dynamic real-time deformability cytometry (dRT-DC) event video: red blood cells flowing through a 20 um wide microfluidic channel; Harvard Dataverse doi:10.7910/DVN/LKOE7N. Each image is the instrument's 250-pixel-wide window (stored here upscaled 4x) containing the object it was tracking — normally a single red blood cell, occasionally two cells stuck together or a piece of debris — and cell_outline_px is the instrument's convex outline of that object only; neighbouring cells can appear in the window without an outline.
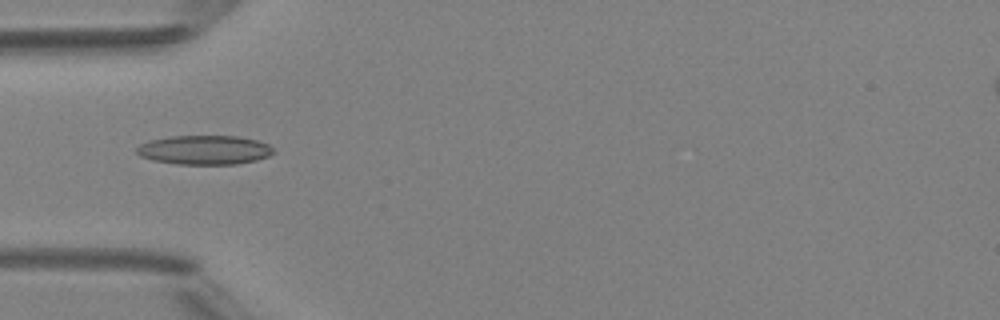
{"species": "Egyptian fruit bat (a non-hibernating species)", "species_latin": "Rousettus aegyptiacus", "temperature_condition": "room temperature", "stored_images_in_passage": 5, "camera_frame_rate_fps": 3000, "um_per_image_px": 0.085, "animal": {"sex": "female"}, "frame": {"image": 1, "passage_image": 4, "time_ms": 3.333, "image_size_px": [1000, 320], "cell_outline_px": [[276, 152], [268, 156], [256, 160], [236, 164], [176, 164], [156, 160], [140, 156], [136, 152], [136, 148], [140, 144], [152, 140], [168, 136], [236, 136], [256, 140], [268, 144]], "centroid_in_image_um": [17.39, 12.74], "position_along_channel_um": 67.6, "area_um2": 23.12}}
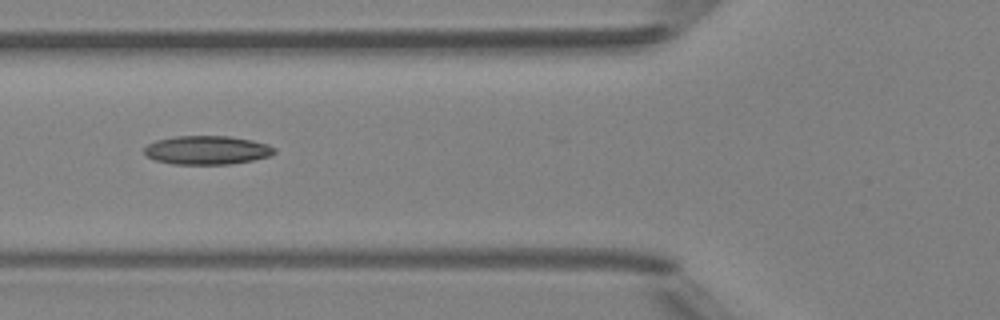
{"frame": {"image": 2, "passage_image": 5, "time_ms": 4.333, "image_size_px": [1000, 320], "cell_outline_px": [[276, 152], [268, 156], [252, 160], [228, 164], [172, 164], [156, 160], [148, 156], [144, 152], [144, 148], [148, 144], [156, 140], [176, 136], [228, 136], [252, 140], [268, 144], [276, 148]], "centroid_in_image_um": [17.6, 12.75], "position_along_channel_um": 108.2, "area_um2": 21.68}}